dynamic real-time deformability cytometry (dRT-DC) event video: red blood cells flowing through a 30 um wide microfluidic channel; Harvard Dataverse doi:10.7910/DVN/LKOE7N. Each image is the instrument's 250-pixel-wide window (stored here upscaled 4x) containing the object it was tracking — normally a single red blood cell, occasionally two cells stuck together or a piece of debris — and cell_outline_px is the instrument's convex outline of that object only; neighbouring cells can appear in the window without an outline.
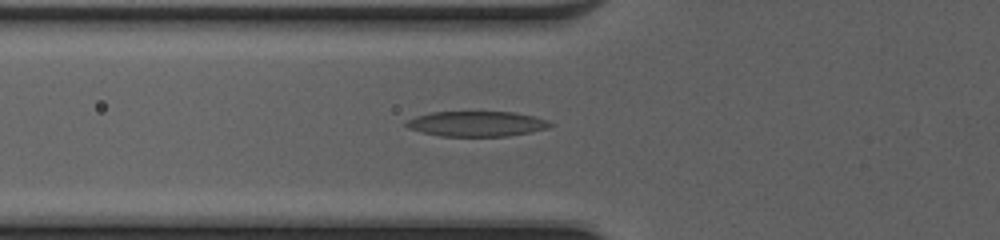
{"species": "common noctule bat (a hibernating species)", "species_latin": "Nyctalus noctula", "temperature_condition": "cold", "stored_images_in_passage": 49, "camera_frame_rate_fps": 3000, "um_per_image_px": 0.085, "animal": {"sex": "female", "body_mass_g": 20.0, "forearm_length_mm": 54.0}, "frame": {"image": 1, "passage_image": 18, "time_ms": 5.667, "image_size_px": [1000, 240], "cell_outline_px": [[552, 124], [548, 128], [508, 136], [440, 136], [408, 128], [404, 124], [408, 120], [416, 116], [432, 112], [512, 112], [532, 116], [548, 120]], "centroid_in_image_um": [40.5, 10.52], "position_along_channel_um": 85.3, "area_um2": 20.87}}
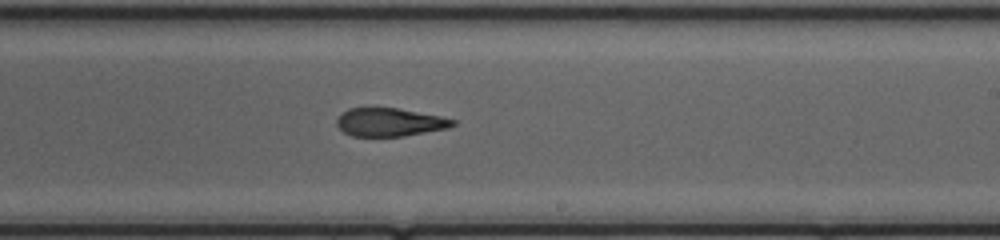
{"frame": {"image": 2, "passage_image": 30, "time_ms": 9.667, "image_size_px": [1000, 240], "cell_outline_px": [[456, 124], [448, 128], [404, 136], [352, 136], [344, 132], [336, 124], [336, 120], [340, 112], [348, 108], [396, 108], [440, 116], [456, 120]], "centroid_in_image_um": [33.1, 10.38], "position_along_channel_um": 255.9, "area_um2": 19.07}}
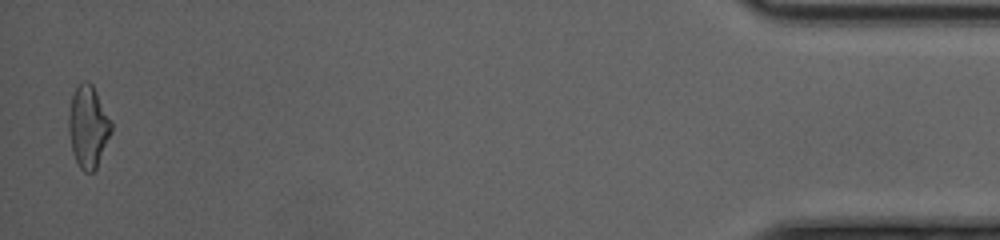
{"frame": {"image": 3, "passage_image": 48, "time_ms": 15.667, "image_size_px": [1000, 240], "cell_outline_px": [[112, 132], [96, 168], [92, 172], [84, 172], [80, 168], [72, 152], [68, 128], [68, 116], [72, 96], [76, 88], [84, 80], [88, 80], [92, 84], [112, 120]], "centroid_in_image_um": [7.5, 10.76], "position_along_channel_um": 427.7, "area_um2": 20.4}, "authors_computed_cell_mechanics": {"area_um2": 20.6346, "velocity_mm_per_s": 4.2482, "shape_relaxation_time_tau1_ms": null, "shape_relaxation_time_tau2_ms": 2.5127, "deformation_change_tau1": null, "deformation_change_tau2": 0.1205}}